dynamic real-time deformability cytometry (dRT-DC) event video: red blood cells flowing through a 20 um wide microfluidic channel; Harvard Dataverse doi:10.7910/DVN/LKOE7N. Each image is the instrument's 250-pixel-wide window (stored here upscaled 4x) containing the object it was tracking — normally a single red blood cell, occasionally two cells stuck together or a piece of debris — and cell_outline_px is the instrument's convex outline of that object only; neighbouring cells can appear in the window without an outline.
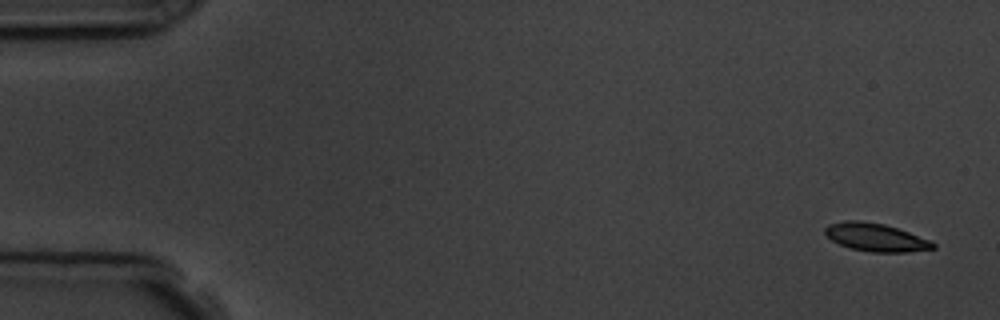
{"species": "common noctule bat (a hibernating species)", "species_latin": "Nyctalus noctula", "temperature_condition": "room temperature", "stored_images_in_passage": 5, "camera_frame_rate_fps": 3000, "um_per_image_px": 0.085, "animal": {"sex": "male", "body_mass_g": 19.5, "forearm_length_mm": 54.6}, "frame": {"image": 1, "passage_image": 1, "time_ms": 0.0, "image_size_px": [1000, 320], "cell_outline_px": [[936, 248], [908, 252], [872, 252], [852, 248], [840, 244], [824, 236], [824, 228], [828, 224], [844, 220], [860, 220], [884, 224], [932, 240], [936, 244]], "centroid_in_image_um": [74.42, 20.16], "position_along_channel_um": 10.6, "area_um2": 17.74}}
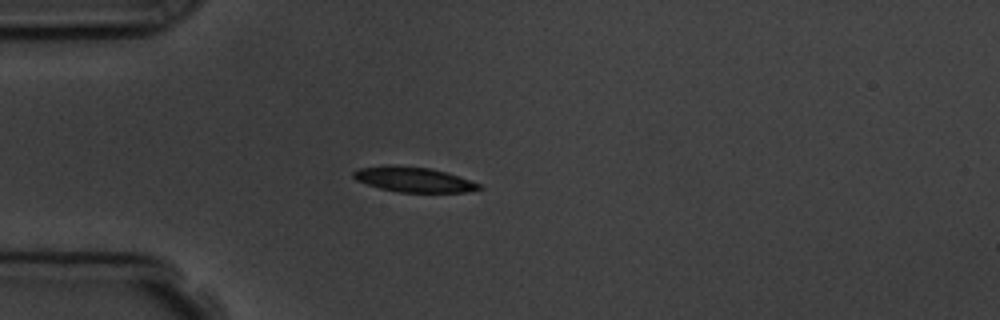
{"frame": {"image": 2, "passage_image": 4, "time_ms": 4.333, "image_size_px": [1000, 320], "cell_outline_px": [[484, 188], [468, 192], [400, 192], [380, 188], [356, 180], [352, 176], [352, 172], [356, 168], [384, 164], [392, 164], [432, 168], [448, 172], [480, 184]], "centroid_in_image_um": [35.13, 15.23], "position_along_channel_um": 49.9, "area_um2": 18.67}}